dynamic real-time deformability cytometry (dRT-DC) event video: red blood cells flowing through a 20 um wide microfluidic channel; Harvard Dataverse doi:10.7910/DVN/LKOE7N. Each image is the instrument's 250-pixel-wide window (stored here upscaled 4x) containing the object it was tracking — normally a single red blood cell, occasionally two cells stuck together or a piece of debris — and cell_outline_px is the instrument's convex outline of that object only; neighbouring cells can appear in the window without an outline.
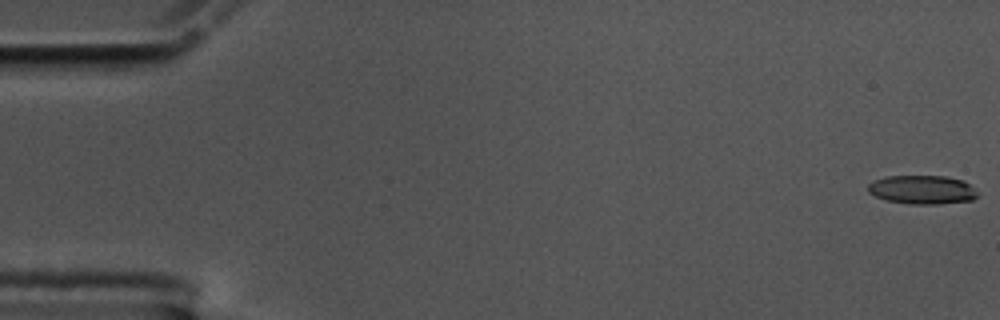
{"species": "common noctule bat (a hibernating species)", "species_latin": "Nyctalus noctula", "temperature_condition": "cold", "stored_images_in_passage": 57, "camera_frame_rate_fps": 3000, "um_per_image_px": 0.085, "animal": {"sex": "male", "body_mass_g": 17.5, "forearm_length_mm": 52.3}, "frame": {"image": 1, "passage_image": 1, "time_ms": 0.0, "image_size_px": [1000, 320], "cell_outline_px": [[976, 196], [972, 200], [936, 204], [912, 204], [884, 200], [868, 192], [868, 184], [876, 180], [888, 176], [948, 176], [960, 180], [968, 184], [976, 192]], "centroid_in_image_um": [78.35, 16.13], "position_along_channel_um": 6.7, "area_um2": 18.09}}
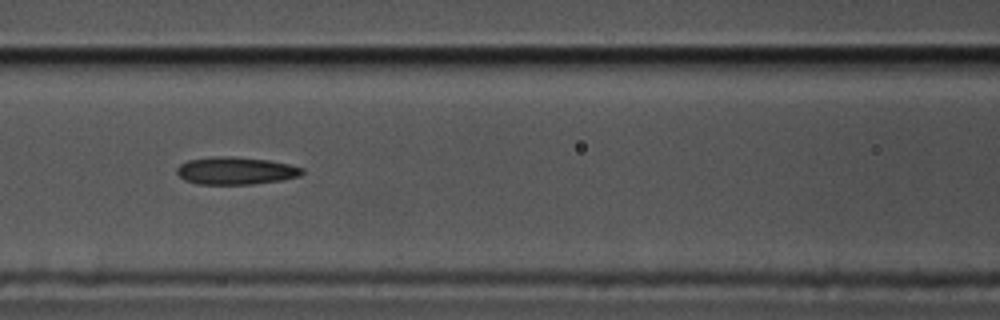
{"frame": {"image": 2, "passage_image": 25, "time_ms": 8.0, "image_size_px": [1000, 320], "cell_outline_px": [[304, 172], [300, 176], [280, 180], [252, 184], [196, 184], [184, 180], [176, 172], [176, 168], [180, 164], [188, 160], [212, 156], [232, 156], [268, 160], [288, 164], [304, 168]], "centroid_in_image_um": [20.01, 14.51], "position_along_channel_um": 146.6, "area_um2": 20.17}}
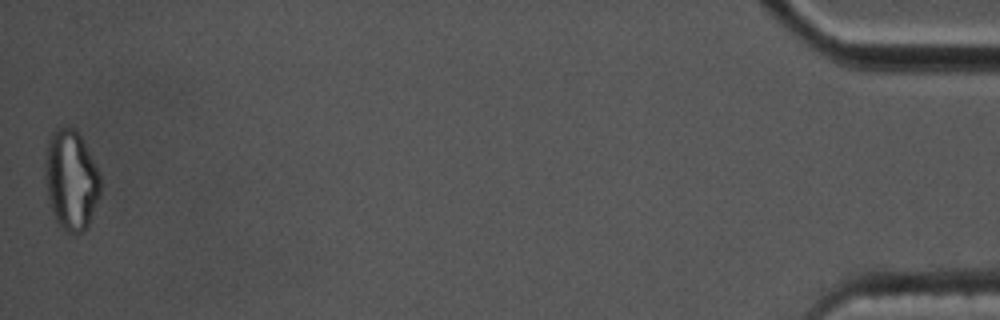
{"frame": {"image": 3, "passage_image": 57, "time_ms": 18.667, "image_size_px": [1000, 320], "cell_outline_px": [[100, 192], [88, 228], [84, 232], [68, 232], [56, 220], [48, 196], [44, 176], [44, 164], [48, 140], [52, 132], [60, 128], [72, 128], [80, 136], [100, 176]], "centroid_in_image_um": [6.03, 15.32], "position_along_channel_um": 429.2, "area_um2": 31.56}, "authors_computed_cell_mechanics": {"area_um2": 20.0566, "velocity_mm_per_s": 3.5427, "shape_relaxation_time_tau1_ms": null, "shape_relaxation_time_tau2_ms": 5.3245, "deformation_change_tau1": null, "deformation_change_tau2": 0.1616}}